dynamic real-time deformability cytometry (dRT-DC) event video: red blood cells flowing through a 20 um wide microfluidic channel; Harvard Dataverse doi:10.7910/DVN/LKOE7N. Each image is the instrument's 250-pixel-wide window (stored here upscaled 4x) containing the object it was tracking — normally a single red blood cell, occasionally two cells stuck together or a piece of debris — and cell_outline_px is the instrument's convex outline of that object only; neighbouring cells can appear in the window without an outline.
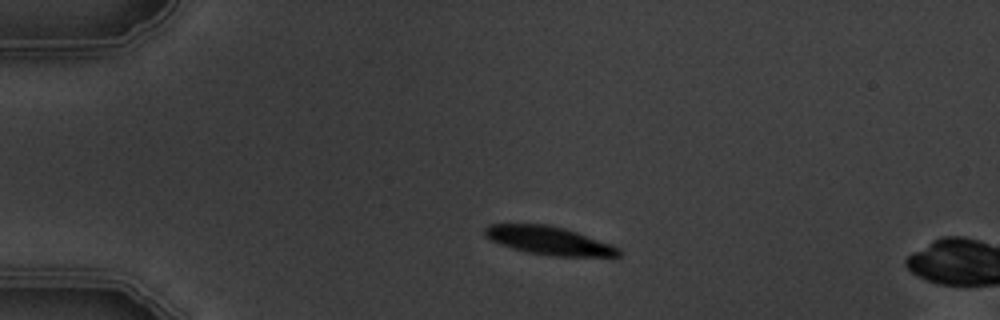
{"species": "common noctule bat (a hibernating species)", "species_latin": "Nyctalus noctula", "temperature_condition": "warm", "stored_images_in_passage": 3, "camera_frame_rate_fps": 3000, "um_per_image_px": 0.085, "animal": {"sex": "male", "body_mass_g": 19.5, "forearm_length_mm": 54.6}, "frame": {"image": 1, "passage_image": 2, "time_ms": 1.0, "image_size_px": [1000, 320], "cell_outline_px": [[620, 256], [552, 256], [528, 252], [512, 248], [500, 244], [484, 236], [484, 228], [488, 224], [548, 224], [564, 228], [612, 244], [620, 248]], "centroid_in_image_um": [46.65, 20.44], "position_along_channel_um": 38.4, "area_um2": 21.96}}